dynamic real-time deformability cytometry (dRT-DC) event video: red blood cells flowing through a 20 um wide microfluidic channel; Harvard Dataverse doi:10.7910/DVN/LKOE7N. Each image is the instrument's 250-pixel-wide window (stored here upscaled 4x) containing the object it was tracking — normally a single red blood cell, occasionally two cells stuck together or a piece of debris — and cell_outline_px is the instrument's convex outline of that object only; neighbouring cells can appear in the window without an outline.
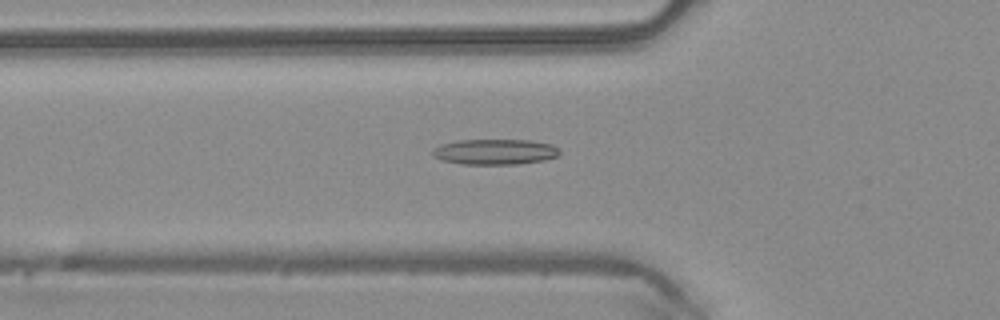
{"species": "common noctule bat (a hibernating species)", "species_latin": "Nyctalus noctula", "temperature_condition": "warm", "stored_images_in_passage": 47, "camera_frame_rate_fps": 3000, "um_per_image_px": 0.085, "animal": {"sex": "male", "body_mass_g": 20.4}, "frame": {"image": 1, "passage_image": 17, "time_ms": 5.333, "image_size_px": [1000, 320], "cell_outline_px": [[560, 152], [556, 156], [544, 160], [516, 164], [464, 164], [444, 160], [432, 156], [432, 148], [440, 144], [460, 140], [532, 140], [552, 144], [560, 148]], "centroid_in_image_um": [42.08, 12.89], "position_along_channel_um": 83.7, "area_um2": 18.9}}
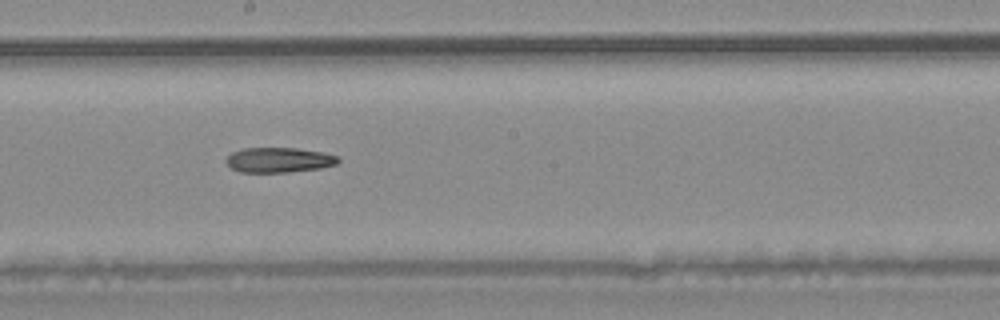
{"frame": {"image": 2, "passage_image": 27, "time_ms": 8.667, "image_size_px": [1000, 320], "cell_outline_px": [[340, 160], [336, 164], [320, 168], [288, 172], [240, 172], [232, 168], [224, 160], [232, 152], [244, 148], [296, 148], [324, 152], [340, 156]], "centroid_in_image_um": [23.73, 13.59], "position_along_channel_um": 224.5, "area_um2": 16.36}}
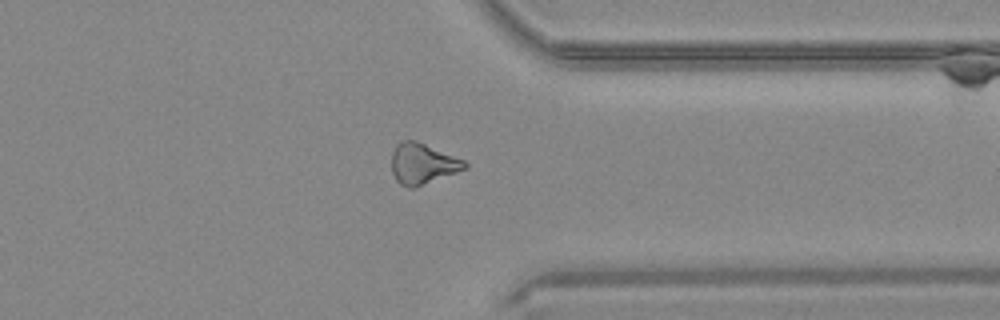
{"frame": {"image": 3, "passage_image": 38, "time_ms": 12.333, "image_size_px": [1000, 320], "cell_outline_px": [[468, 168], [416, 188], [408, 188], [400, 184], [396, 180], [392, 172], [392, 152], [396, 144], [400, 140], [416, 140], [464, 160], [468, 164]], "centroid_in_image_um": [35.91, 13.92], "position_along_channel_um": 375.5, "area_um2": 17.57}}